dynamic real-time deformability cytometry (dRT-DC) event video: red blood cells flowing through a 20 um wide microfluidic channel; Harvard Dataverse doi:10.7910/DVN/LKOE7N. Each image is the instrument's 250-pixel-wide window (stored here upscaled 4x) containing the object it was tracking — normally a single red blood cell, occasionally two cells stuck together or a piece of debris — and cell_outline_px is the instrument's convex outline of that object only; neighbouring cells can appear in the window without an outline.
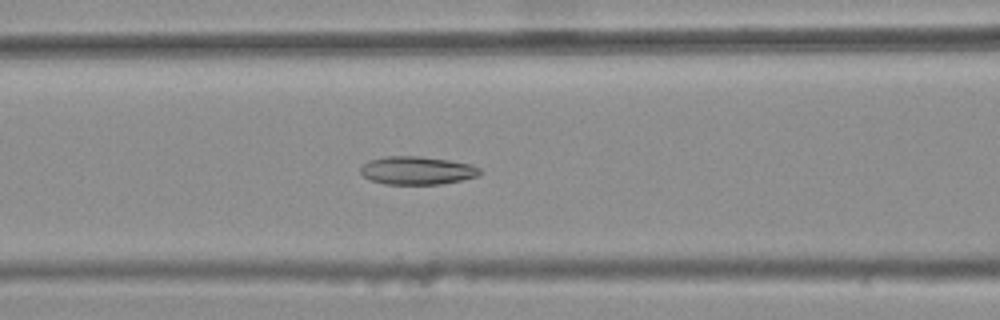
{"species": "common noctule bat (a hibernating species)", "species_latin": "Nyctalus noctula", "temperature_condition": "warm", "stored_images_in_passage": 46, "camera_frame_rate_fps": 3000, "um_per_image_px": 0.085, "animal": {"sex": "female", "body_mass_g": 25.1}, "frame": {"image": 1, "passage_image": 22, "time_ms": 7.0, "image_size_px": [1000, 320], "cell_outline_px": [[484, 172], [476, 176], [460, 180], [440, 184], [384, 184], [372, 180], [364, 176], [360, 172], [360, 168], [368, 160], [388, 156], [420, 156], [448, 160], [472, 164], [480, 168]], "centroid_in_image_um": [35.46, 14.48], "position_along_channel_um": 131.1, "area_um2": 19.54}}
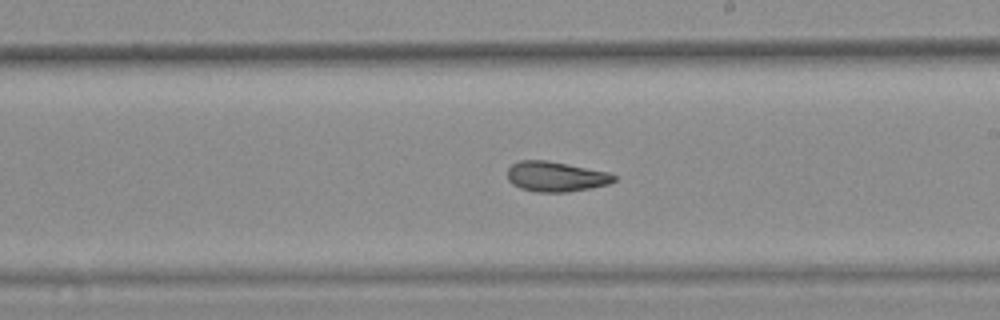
{"frame": {"image": 2, "passage_image": 31, "time_ms": 10.0, "image_size_px": [1000, 320], "cell_outline_px": [[616, 180], [608, 184], [592, 188], [568, 192], [536, 192], [520, 188], [512, 184], [508, 180], [508, 168], [512, 164], [520, 160], [548, 160], [608, 172], [616, 176]], "centroid_in_image_um": [47.24, 15.01], "position_along_channel_um": 241.8, "area_um2": 18.79}}
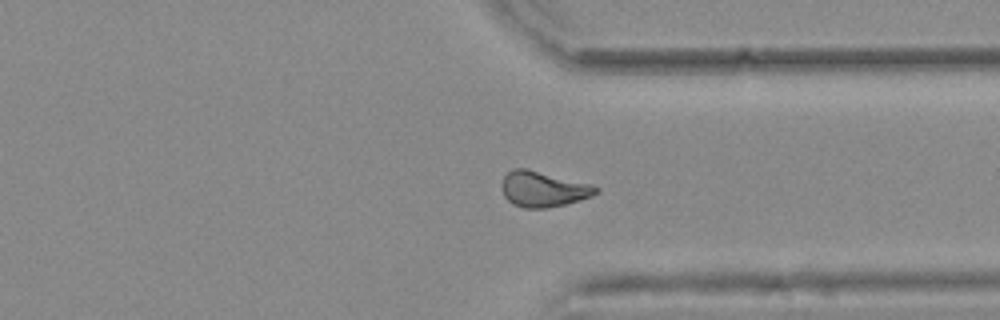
{"frame": {"image": 3, "passage_image": 41, "time_ms": 13.333, "image_size_px": [1000, 320], "cell_outline_px": [[600, 192], [592, 196], [580, 200], [548, 208], [524, 208], [512, 204], [504, 196], [504, 176], [512, 168], [524, 168], [592, 184], [600, 188]], "centroid_in_image_um": [46.22, 16.08], "position_along_channel_um": 365.2, "area_um2": 19.31}, "authors_computed_cell_mechanics": {"area_um2": 19.4208, "velocity_mm_per_s": 3.6968, "shape_relaxation_time_tau1_ms": null, "shape_relaxation_time_tau2_ms": 3.3789, "deformation_change_tau1": null, "deformation_change_tau2": 0.1011}}